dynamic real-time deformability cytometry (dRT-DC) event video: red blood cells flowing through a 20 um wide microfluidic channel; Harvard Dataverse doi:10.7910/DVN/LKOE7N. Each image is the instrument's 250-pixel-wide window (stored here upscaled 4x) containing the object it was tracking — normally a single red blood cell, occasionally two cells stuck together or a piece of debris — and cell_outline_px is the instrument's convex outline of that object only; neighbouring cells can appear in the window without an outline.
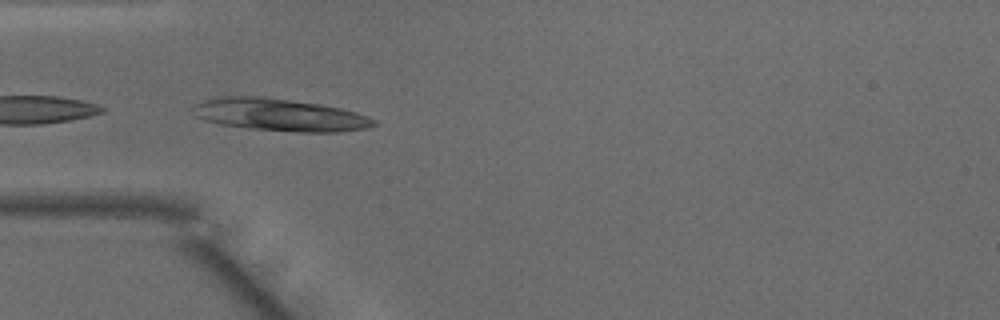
{"species": "common noctule bat (a hibernating species)", "species_latin": "Nyctalus noctula", "temperature_condition": "warm", "stored_images_in_passage": 48, "camera_frame_rate_fps": 3000, "um_per_image_px": 0.085, "animal": {"sex": "male", "body_mass_g": 15.6}, "frame": {"image": 1, "passage_image": 14, "time_ms": 4.333, "image_size_px": [1000, 320], "cell_outline_px": [[376, 124], [368, 128], [340, 132], [300, 132], [248, 128], [220, 124], [204, 120], [196, 116], [196, 104], [204, 100], [220, 96], [260, 96], [320, 104], [340, 108], [356, 112], [368, 116], [376, 120]], "centroid_in_image_um": [23.83, 9.76], "position_along_channel_um": 61.2, "area_um2": 33.93}}
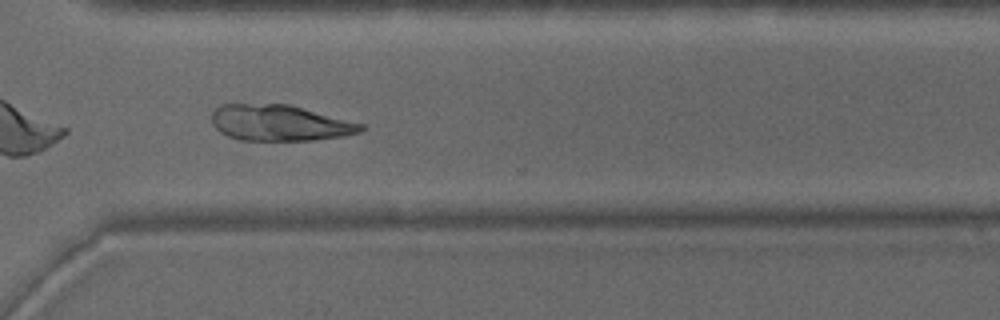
{"frame": {"image": 2, "passage_image": 35, "time_ms": 11.333, "image_size_px": [1000, 320], "cell_outline_px": [[364, 128], [360, 132], [344, 136], [312, 140], [240, 140], [228, 136], [220, 132], [212, 124], [212, 112], [220, 104], [288, 104], [364, 124]], "centroid_in_image_um": [23.75, 10.45], "position_along_channel_um": 346.8, "area_um2": 31.15}}